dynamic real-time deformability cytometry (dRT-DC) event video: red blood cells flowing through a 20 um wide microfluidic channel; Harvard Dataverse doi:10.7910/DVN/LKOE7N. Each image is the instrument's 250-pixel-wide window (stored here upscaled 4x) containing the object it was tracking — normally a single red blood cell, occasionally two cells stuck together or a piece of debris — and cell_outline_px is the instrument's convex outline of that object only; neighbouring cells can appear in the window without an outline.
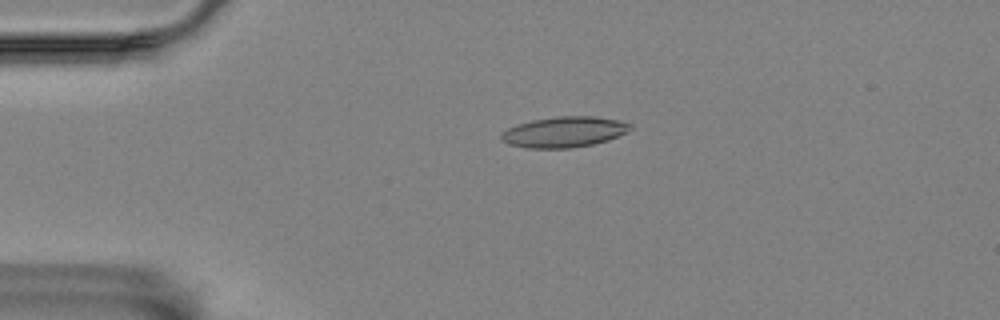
{"species": "Egyptian fruit bat (a non-hibernating species)", "species_latin": "Rousettus aegyptiacus", "temperature_condition": "room temperature", "stored_images_in_passage": 57, "camera_frame_rate_fps": 3000, "um_per_image_px": 0.085, "animal": {"sex": "female"}, "frame": {"image": 1, "passage_image": 13, "time_ms": 4.0, "image_size_px": [1000, 320], "cell_outline_px": [[632, 128], [628, 132], [608, 140], [592, 144], [572, 148], [524, 148], [508, 144], [500, 140], [500, 136], [508, 128], [532, 120], [556, 116], [596, 116], [620, 120], [632, 124]], "centroid_in_image_um": [47.98, 11.22], "position_along_channel_um": 37.0, "area_um2": 23.18}}
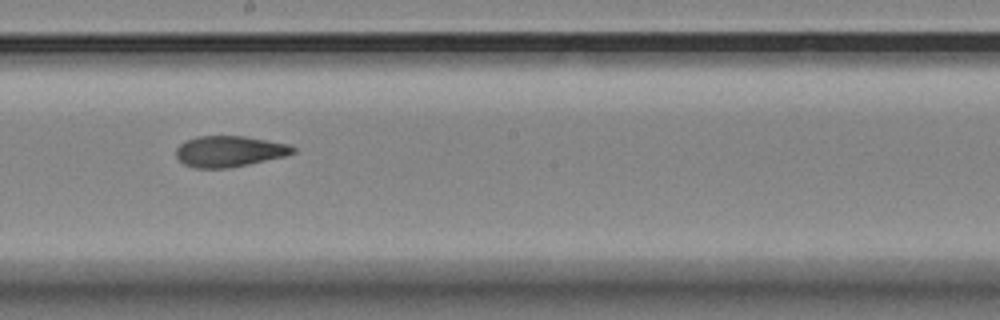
{"frame": {"image": 2, "passage_image": 32, "time_ms": 10.333, "image_size_px": [1000, 320], "cell_outline_px": [[296, 152], [284, 156], [248, 164], [228, 168], [196, 168], [184, 164], [176, 156], [176, 148], [180, 144], [196, 136], [244, 136], [268, 140], [288, 144], [296, 148]], "centroid_in_image_um": [19.49, 12.86], "position_along_channel_um": 228.7, "area_um2": 20.98}}
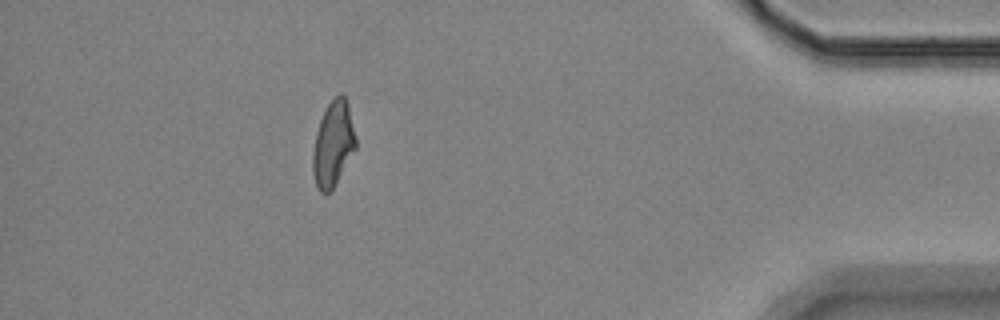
{"frame": {"image": 3, "passage_image": 51, "time_ms": 16.667, "image_size_px": [1000, 320], "cell_outline_px": [[356, 148], [332, 188], [328, 192], [320, 192], [316, 184], [312, 172], [312, 152], [316, 132], [320, 120], [328, 104], [340, 92], [344, 96], [348, 104], [356, 140]], "centroid_in_image_um": [28.3, 12.22], "position_along_channel_um": 406.9, "area_um2": 20.92}, "authors_computed_cell_mechanics": {"area_um2": 21.5594, "velocity_mm_per_s": 3.5489, "shape_relaxation_time_tau1_ms": null, "shape_relaxation_time_tau2_ms": 3.955, "deformation_change_tau1": null, "deformation_change_tau2": 0.1212}}